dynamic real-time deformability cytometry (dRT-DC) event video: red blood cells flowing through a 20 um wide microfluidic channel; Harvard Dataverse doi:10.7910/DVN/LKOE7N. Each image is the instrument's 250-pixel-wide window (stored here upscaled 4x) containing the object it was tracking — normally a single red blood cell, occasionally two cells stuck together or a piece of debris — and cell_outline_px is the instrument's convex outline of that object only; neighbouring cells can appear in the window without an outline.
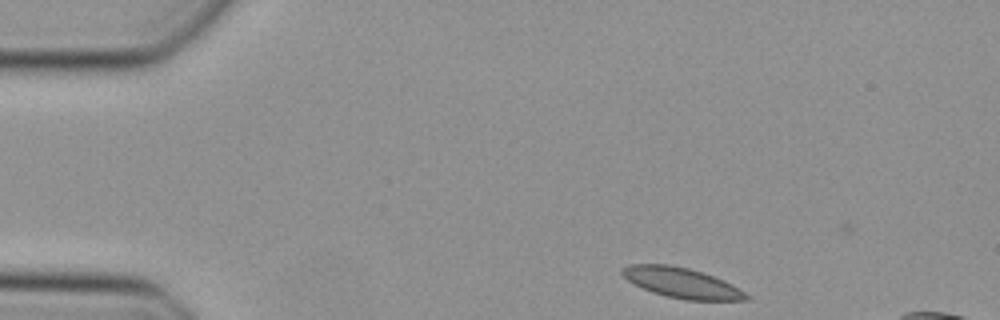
{"species": "Egyptian fruit bat (a non-hibernating species)", "species_latin": "Rousettus aegyptiacus", "temperature_condition": "cold", "stored_images_in_passage": 39, "camera_frame_rate_fps": 3000, "um_per_image_px": 0.085, "animal": {"sex": "female"}, "frame": {"image": 1, "passage_image": 1, "time_ms": 0.0, "image_size_px": [1000, 320], "cell_outline_px": [[752, 296], [748, 300], [684, 300], [652, 292], [628, 280], [620, 272], [620, 268], [628, 264], [668, 264], [688, 268], [712, 276], [732, 284]], "centroid_in_image_um": [57.95, 24.04], "position_along_channel_um": 27.1, "area_um2": 21.68}}
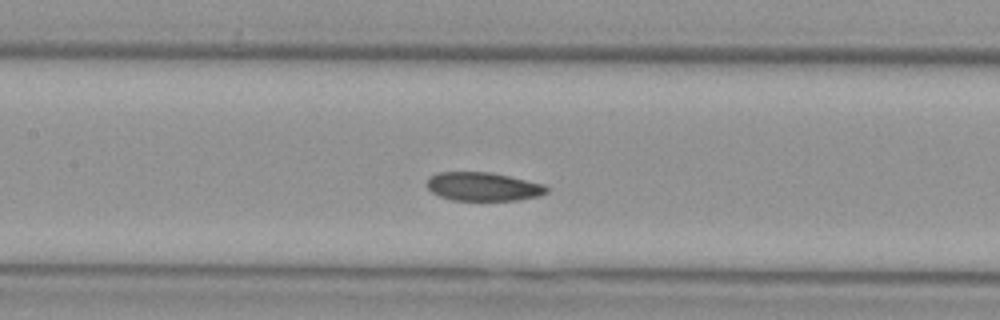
{"frame": {"image": 2, "passage_image": 16, "time_ms": 5.0, "image_size_px": [1000, 320], "cell_outline_px": [[548, 192], [540, 196], [516, 200], [452, 200], [440, 196], [432, 192], [428, 188], [428, 176], [436, 172], [492, 172], [544, 184], [548, 188]], "centroid_in_image_um": [41.07, 15.85], "position_along_channel_um": 166.3, "area_um2": 20.0}}
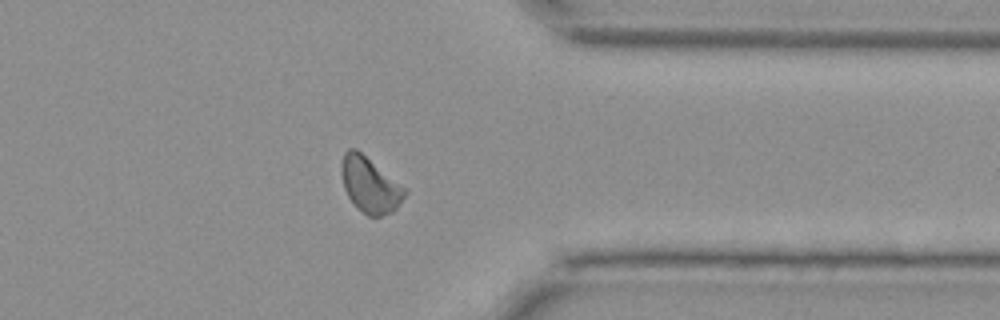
{"frame": {"image": 3, "passage_image": 32, "time_ms": 10.333, "image_size_px": [1000, 320], "cell_outline_px": [[408, 192], [396, 208], [392, 212], [380, 216], [368, 216], [348, 196], [344, 188], [340, 172], [340, 164], [344, 152], [348, 148], [356, 148], [404, 188]], "centroid_in_image_um": [31.41, 15.69], "position_along_channel_um": 380.0, "area_um2": 20.0}}